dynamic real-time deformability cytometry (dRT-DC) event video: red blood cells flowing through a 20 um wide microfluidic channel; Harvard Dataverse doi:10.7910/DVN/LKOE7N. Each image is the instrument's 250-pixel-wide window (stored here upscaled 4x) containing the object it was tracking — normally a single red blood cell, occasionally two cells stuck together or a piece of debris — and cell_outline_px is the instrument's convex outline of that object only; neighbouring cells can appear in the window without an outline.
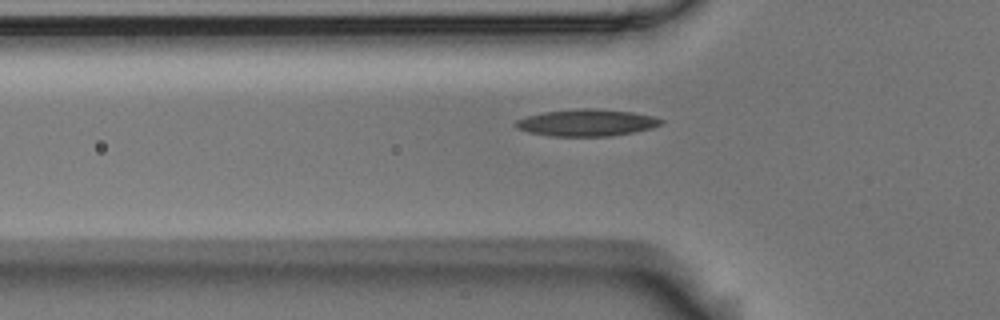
{"species": "Egyptian fruit bat (a non-hibernating species)", "species_latin": "Rousettus aegyptiacus", "temperature_condition": "room temperature", "stored_images_in_passage": 38, "camera_frame_rate_fps": 3000, "um_per_image_px": 0.085, "animal": {"sex": "male"}, "frame": {"image": 1, "passage_image": 3, "time_ms": 0.667, "image_size_px": [1000, 320], "cell_outline_px": [[664, 120], [660, 124], [652, 128], [612, 136], [552, 136], [528, 132], [516, 128], [512, 124], [516, 120], [528, 116], [544, 112], [580, 108], [600, 108], [632, 112], [652, 116]], "centroid_in_image_um": [49.84, 10.42], "position_along_channel_um": 76.0, "area_um2": 22.77}}
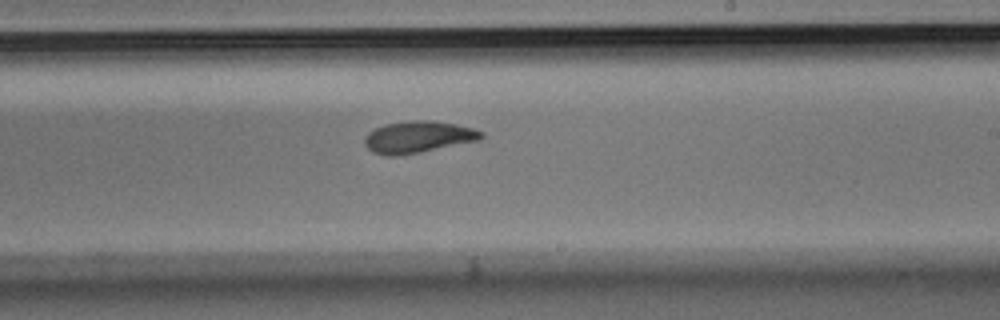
{"frame": {"image": 2, "passage_image": 18, "time_ms": 5.667, "image_size_px": [1000, 320], "cell_outline_px": [[484, 136], [480, 140], [420, 152], [396, 156], [388, 156], [372, 152], [364, 144], [364, 140], [368, 132], [384, 124], [412, 120], [432, 120], [456, 124], [472, 128], [484, 132]], "centroid_in_image_um": [35.54, 11.64], "position_along_channel_um": 253.5, "area_um2": 21.62}}
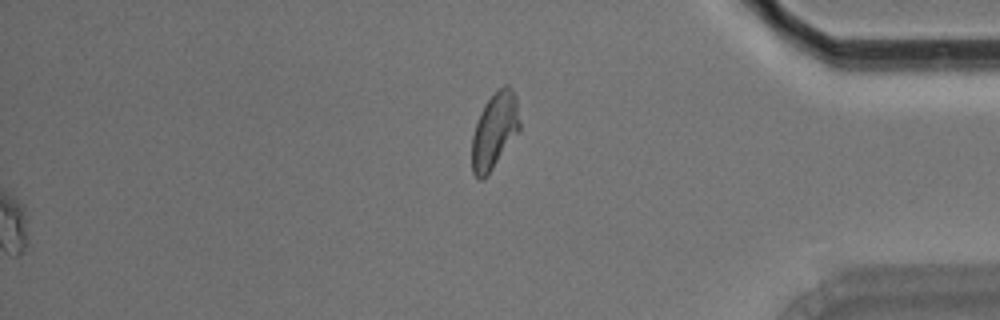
{"frame": {"image": 3, "passage_image": 32, "time_ms": 10.333, "image_size_px": [1000, 320], "cell_outline_px": [[520, 132], [492, 168], [480, 180], [472, 172], [472, 136], [480, 112], [484, 104], [504, 84], [508, 84], [516, 96], [520, 124]], "centroid_in_image_um": [42.05, 11.08], "position_along_channel_um": 393.1, "area_um2": 20.92}}